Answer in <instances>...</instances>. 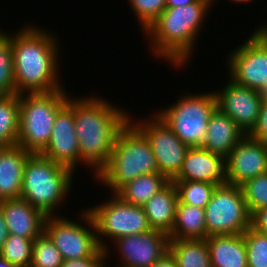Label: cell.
<instances>
[{"label":"cell","instance_id":"obj_1","mask_svg":"<svg viewBox=\"0 0 267 267\" xmlns=\"http://www.w3.org/2000/svg\"><path fill=\"white\" fill-rule=\"evenodd\" d=\"M110 103L92 95L80 99L68 97L67 100L74 110L79 164L93 168L94 177L108 163L120 132L132 119L126 110Z\"/></svg>","mask_w":267,"mask_h":267},{"label":"cell","instance_id":"obj_2","mask_svg":"<svg viewBox=\"0 0 267 267\" xmlns=\"http://www.w3.org/2000/svg\"><path fill=\"white\" fill-rule=\"evenodd\" d=\"M20 29L10 35L16 94L63 89L58 80L60 44L56 35L35 25Z\"/></svg>","mask_w":267,"mask_h":267},{"label":"cell","instance_id":"obj_3","mask_svg":"<svg viewBox=\"0 0 267 267\" xmlns=\"http://www.w3.org/2000/svg\"><path fill=\"white\" fill-rule=\"evenodd\" d=\"M211 8L203 0L183 7H166L145 31L154 56L165 59L175 68H183L192 59L196 39Z\"/></svg>","mask_w":267,"mask_h":267},{"label":"cell","instance_id":"obj_4","mask_svg":"<svg viewBox=\"0 0 267 267\" xmlns=\"http://www.w3.org/2000/svg\"><path fill=\"white\" fill-rule=\"evenodd\" d=\"M159 173L149 140L130 121L120 132L108 163L95 178L114 194L141 175Z\"/></svg>","mask_w":267,"mask_h":267},{"label":"cell","instance_id":"obj_5","mask_svg":"<svg viewBox=\"0 0 267 267\" xmlns=\"http://www.w3.org/2000/svg\"><path fill=\"white\" fill-rule=\"evenodd\" d=\"M73 174L71 169L41 154H32L25 164L20 198L52 216L72 189Z\"/></svg>","mask_w":267,"mask_h":267},{"label":"cell","instance_id":"obj_6","mask_svg":"<svg viewBox=\"0 0 267 267\" xmlns=\"http://www.w3.org/2000/svg\"><path fill=\"white\" fill-rule=\"evenodd\" d=\"M64 89L20 94L18 146L40 154L47 146L58 111L67 103Z\"/></svg>","mask_w":267,"mask_h":267},{"label":"cell","instance_id":"obj_7","mask_svg":"<svg viewBox=\"0 0 267 267\" xmlns=\"http://www.w3.org/2000/svg\"><path fill=\"white\" fill-rule=\"evenodd\" d=\"M217 109L215 91L180 96L157 115L188 146L201 147L211 115Z\"/></svg>","mask_w":267,"mask_h":267},{"label":"cell","instance_id":"obj_8","mask_svg":"<svg viewBox=\"0 0 267 267\" xmlns=\"http://www.w3.org/2000/svg\"><path fill=\"white\" fill-rule=\"evenodd\" d=\"M113 195L111 200L107 199V202L103 201L100 205L87 209L95 223L99 247L104 249L106 254L110 248L103 241L104 237L114 242L124 236L151 230L143 207L129 204L115 193ZM102 236L104 237L101 238Z\"/></svg>","mask_w":267,"mask_h":267},{"label":"cell","instance_id":"obj_9","mask_svg":"<svg viewBox=\"0 0 267 267\" xmlns=\"http://www.w3.org/2000/svg\"><path fill=\"white\" fill-rule=\"evenodd\" d=\"M250 216L241 186H216L205 206L207 237L243 234L250 227Z\"/></svg>","mask_w":267,"mask_h":267},{"label":"cell","instance_id":"obj_10","mask_svg":"<svg viewBox=\"0 0 267 267\" xmlns=\"http://www.w3.org/2000/svg\"><path fill=\"white\" fill-rule=\"evenodd\" d=\"M81 212L80 218L86 226L59 214L45 219L44 233L59 250L63 260L91 257L100 248L90 212L87 209Z\"/></svg>","mask_w":267,"mask_h":267},{"label":"cell","instance_id":"obj_11","mask_svg":"<svg viewBox=\"0 0 267 267\" xmlns=\"http://www.w3.org/2000/svg\"><path fill=\"white\" fill-rule=\"evenodd\" d=\"M242 45L228 56V75L235 83L263 94L267 90V40L253 31Z\"/></svg>","mask_w":267,"mask_h":267},{"label":"cell","instance_id":"obj_12","mask_svg":"<svg viewBox=\"0 0 267 267\" xmlns=\"http://www.w3.org/2000/svg\"><path fill=\"white\" fill-rule=\"evenodd\" d=\"M138 121L131 120L149 140L159 173L172 181L179 174L189 147L156 112L148 120Z\"/></svg>","mask_w":267,"mask_h":267},{"label":"cell","instance_id":"obj_13","mask_svg":"<svg viewBox=\"0 0 267 267\" xmlns=\"http://www.w3.org/2000/svg\"><path fill=\"white\" fill-rule=\"evenodd\" d=\"M223 89L215 90L217 108L231 117L237 126L249 135L256 127L261 111L263 95L252 88L241 86L230 78Z\"/></svg>","mask_w":267,"mask_h":267},{"label":"cell","instance_id":"obj_14","mask_svg":"<svg viewBox=\"0 0 267 267\" xmlns=\"http://www.w3.org/2000/svg\"><path fill=\"white\" fill-rule=\"evenodd\" d=\"M226 183L241 186L267 172V144L245 135L225 158Z\"/></svg>","mask_w":267,"mask_h":267},{"label":"cell","instance_id":"obj_15","mask_svg":"<svg viewBox=\"0 0 267 267\" xmlns=\"http://www.w3.org/2000/svg\"><path fill=\"white\" fill-rule=\"evenodd\" d=\"M119 252V267H152L168 252L169 236L150 230L147 233L121 237L113 242ZM119 250V251H118Z\"/></svg>","mask_w":267,"mask_h":267},{"label":"cell","instance_id":"obj_16","mask_svg":"<svg viewBox=\"0 0 267 267\" xmlns=\"http://www.w3.org/2000/svg\"><path fill=\"white\" fill-rule=\"evenodd\" d=\"M40 154L73 172L79 165V141L75 134L74 110L67 103L58 111L50 140Z\"/></svg>","mask_w":267,"mask_h":267},{"label":"cell","instance_id":"obj_17","mask_svg":"<svg viewBox=\"0 0 267 267\" xmlns=\"http://www.w3.org/2000/svg\"><path fill=\"white\" fill-rule=\"evenodd\" d=\"M173 180L205 181L217 186L225 184V158L203 147H189L182 168Z\"/></svg>","mask_w":267,"mask_h":267},{"label":"cell","instance_id":"obj_18","mask_svg":"<svg viewBox=\"0 0 267 267\" xmlns=\"http://www.w3.org/2000/svg\"><path fill=\"white\" fill-rule=\"evenodd\" d=\"M9 234L35 240L44 232L46 215L22 198L0 201Z\"/></svg>","mask_w":267,"mask_h":267},{"label":"cell","instance_id":"obj_19","mask_svg":"<svg viewBox=\"0 0 267 267\" xmlns=\"http://www.w3.org/2000/svg\"><path fill=\"white\" fill-rule=\"evenodd\" d=\"M31 155L18 145L0 148V201L21 197L24 168Z\"/></svg>","mask_w":267,"mask_h":267},{"label":"cell","instance_id":"obj_20","mask_svg":"<svg viewBox=\"0 0 267 267\" xmlns=\"http://www.w3.org/2000/svg\"><path fill=\"white\" fill-rule=\"evenodd\" d=\"M245 135L231 117L217 108L208 121L201 147L226 158Z\"/></svg>","mask_w":267,"mask_h":267},{"label":"cell","instance_id":"obj_21","mask_svg":"<svg viewBox=\"0 0 267 267\" xmlns=\"http://www.w3.org/2000/svg\"><path fill=\"white\" fill-rule=\"evenodd\" d=\"M177 202V188L169 181L142 206L151 230L170 235L175 222Z\"/></svg>","mask_w":267,"mask_h":267},{"label":"cell","instance_id":"obj_22","mask_svg":"<svg viewBox=\"0 0 267 267\" xmlns=\"http://www.w3.org/2000/svg\"><path fill=\"white\" fill-rule=\"evenodd\" d=\"M206 242L212 267H248L244 233L211 235Z\"/></svg>","mask_w":267,"mask_h":267},{"label":"cell","instance_id":"obj_23","mask_svg":"<svg viewBox=\"0 0 267 267\" xmlns=\"http://www.w3.org/2000/svg\"><path fill=\"white\" fill-rule=\"evenodd\" d=\"M205 209L181 203L176 206L175 222L169 239H206Z\"/></svg>","mask_w":267,"mask_h":267},{"label":"cell","instance_id":"obj_24","mask_svg":"<svg viewBox=\"0 0 267 267\" xmlns=\"http://www.w3.org/2000/svg\"><path fill=\"white\" fill-rule=\"evenodd\" d=\"M177 267H212L206 239H169Z\"/></svg>","mask_w":267,"mask_h":267},{"label":"cell","instance_id":"obj_25","mask_svg":"<svg viewBox=\"0 0 267 267\" xmlns=\"http://www.w3.org/2000/svg\"><path fill=\"white\" fill-rule=\"evenodd\" d=\"M168 182L162 173L141 175L127 182L115 194L129 204L142 207Z\"/></svg>","mask_w":267,"mask_h":267},{"label":"cell","instance_id":"obj_26","mask_svg":"<svg viewBox=\"0 0 267 267\" xmlns=\"http://www.w3.org/2000/svg\"><path fill=\"white\" fill-rule=\"evenodd\" d=\"M19 114L20 94L0 97V148L17 144Z\"/></svg>","mask_w":267,"mask_h":267},{"label":"cell","instance_id":"obj_27","mask_svg":"<svg viewBox=\"0 0 267 267\" xmlns=\"http://www.w3.org/2000/svg\"><path fill=\"white\" fill-rule=\"evenodd\" d=\"M181 203L204 208L210 201L216 184L205 181L172 180Z\"/></svg>","mask_w":267,"mask_h":267},{"label":"cell","instance_id":"obj_28","mask_svg":"<svg viewBox=\"0 0 267 267\" xmlns=\"http://www.w3.org/2000/svg\"><path fill=\"white\" fill-rule=\"evenodd\" d=\"M34 240L9 234L0 256L15 267H30Z\"/></svg>","mask_w":267,"mask_h":267},{"label":"cell","instance_id":"obj_29","mask_svg":"<svg viewBox=\"0 0 267 267\" xmlns=\"http://www.w3.org/2000/svg\"><path fill=\"white\" fill-rule=\"evenodd\" d=\"M0 32V97L16 93L10 34Z\"/></svg>","mask_w":267,"mask_h":267},{"label":"cell","instance_id":"obj_30","mask_svg":"<svg viewBox=\"0 0 267 267\" xmlns=\"http://www.w3.org/2000/svg\"><path fill=\"white\" fill-rule=\"evenodd\" d=\"M62 264L61 253L43 232L34 240L30 267H61Z\"/></svg>","mask_w":267,"mask_h":267},{"label":"cell","instance_id":"obj_31","mask_svg":"<svg viewBox=\"0 0 267 267\" xmlns=\"http://www.w3.org/2000/svg\"><path fill=\"white\" fill-rule=\"evenodd\" d=\"M249 214L267 207V172L262 173L241 185Z\"/></svg>","mask_w":267,"mask_h":267},{"label":"cell","instance_id":"obj_32","mask_svg":"<svg viewBox=\"0 0 267 267\" xmlns=\"http://www.w3.org/2000/svg\"><path fill=\"white\" fill-rule=\"evenodd\" d=\"M248 267H267V234L249 227L244 232Z\"/></svg>","mask_w":267,"mask_h":267},{"label":"cell","instance_id":"obj_33","mask_svg":"<svg viewBox=\"0 0 267 267\" xmlns=\"http://www.w3.org/2000/svg\"><path fill=\"white\" fill-rule=\"evenodd\" d=\"M145 32L166 8V0H128Z\"/></svg>","mask_w":267,"mask_h":267},{"label":"cell","instance_id":"obj_34","mask_svg":"<svg viewBox=\"0 0 267 267\" xmlns=\"http://www.w3.org/2000/svg\"><path fill=\"white\" fill-rule=\"evenodd\" d=\"M109 256L104 249L99 248L91 257L63 260L61 267H106L105 259Z\"/></svg>","mask_w":267,"mask_h":267},{"label":"cell","instance_id":"obj_35","mask_svg":"<svg viewBox=\"0 0 267 267\" xmlns=\"http://www.w3.org/2000/svg\"><path fill=\"white\" fill-rule=\"evenodd\" d=\"M249 135L267 144V100L262 101L257 125Z\"/></svg>","mask_w":267,"mask_h":267},{"label":"cell","instance_id":"obj_36","mask_svg":"<svg viewBox=\"0 0 267 267\" xmlns=\"http://www.w3.org/2000/svg\"><path fill=\"white\" fill-rule=\"evenodd\" d=\"M250 227L259 233L267 234V207L256 210L251 214Z\"/></svg>","mask_w":267,"mask_h":267},{"label":"cell","instance_id":"obj_37","mask_svg":"<svg viewBox=\"0 0 267 267\" xmlns=\"http://www.w3.org/2000/svg\"><path fill=\"white\" fill-rule=\"evenodd\" d=\"M152 267H177L176 261L168 251Z\"/></svg>","mask_w":267,"mask_h":267},{"label":"cell","instance_id":"obj_38","mask_svg":"<svg viewBox=\"0 0 267 267\" xmlns=\"http://www.w3.org/2000/svg\"><path fill=\"white\" fill-rule=\"evenodd\" d=\"M9 236L2 208L0 207V250Z\"/></svg>","mask_w":267,"mask_h":267},{"label":"cell","instance_id":"obj_39","mask_svg":"<svg viewBox=\"0 0 267 267\" xmlns=\"http://www.w3.org/2000/svg\"><path fill=\"white\" fill-rule=\"evenodd\" d=\"M199 0H166V7H183Z\"/></svg>","mask_w":267,"mask_h":267},{"label":"cell","instance_id":"obj_40","mask_svg":"<svg viewBox=\"0 0 267 267\" xmlns=\"http://www.w3.org/2000/svg\"><path fill=\"white\" fill-rule=\"evenodd\" d=\"M256 30L267 40V24L261 25V27H258Z\"/></svg>","mask_w":267,"mask_h":267},{"label":"cell","instance_id":"obj_41","mask_svg":"<svg viewBox=\"0 0 267 267\" xmlns=\"http://www.w3.org/2000/svg\"><path fill=\"white\" fill-rule=\"evenodd\" d=\"M0 267H15V266L0 256Z\"/></svg>","mask_w":267,"mask_h":267},{"label":"cell","instance_id":"obj_42","mask_svg":"<svg viewBox=\"0 0 267 267\" xmlns=\"http://www.w3.org/2000/svg\"><path fill=\"white\" fill-rule=\"evenodd\" d=\"M229 1H232L233 3L237 2V3H240V4H245V3H250V2H253V0H229Z\"/></svg>","mask_w":267,"mask_h":267},{"label":"cell","instance_id":"obj_43","mask_svg":"<svg viewBox=\"0 0 267 267\" xmlns=\"http://www.w3.org/2000/svg\"><path fill=\"white\" fill-rule=\"evenodd\" d=\"M203 1L207 2L210 6H213L212 4H214V0H203Z\"/></svg>","mask_w":267,"mask_h":267},{"label":"cell","instance_id":"obj_44","mask_svg":"<svg viewBox=\"0 0 267 267\" xmlns=\"http://www.w3.org/2000/svg\"><path fill=\"white\" fill-rule=\"evenodd\" d=\"M262 95H263V100H267V90Z\"/></svg>","mask_w":267,"mask_h":267}]
</instances>
